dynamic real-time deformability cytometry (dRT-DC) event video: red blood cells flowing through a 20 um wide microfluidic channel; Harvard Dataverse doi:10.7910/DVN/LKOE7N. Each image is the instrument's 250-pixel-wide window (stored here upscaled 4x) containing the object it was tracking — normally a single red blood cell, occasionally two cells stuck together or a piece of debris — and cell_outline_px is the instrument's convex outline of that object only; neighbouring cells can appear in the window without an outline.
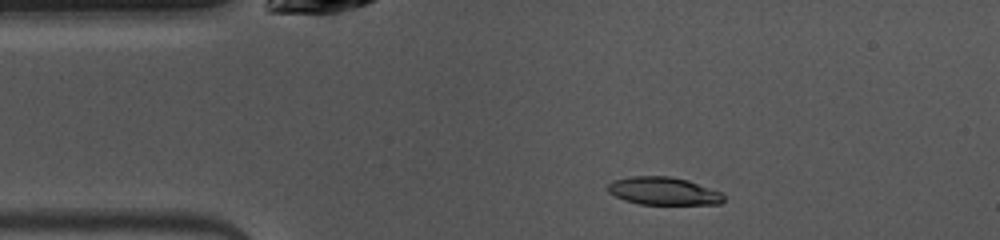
{"species": "common noctule bat (a hibernating species)", "species_latin": "Nyctalus noctula", "temperature_condition": "warm", "stored_images_in_passage": 48, "camera_frame_rate_fps": 3000, "um_per_image_px": 0.085, "animal": {"sex": "female", "body_mass_g": 10.0, "forearm_length_mm": 53.1}, "frame": {"image": 1, "passage_image": 8, "time_ms": 2.333, "image_size_px": [1000, 240], "cell_outline_px": [[724, 200], [720, 204], [640, 204], [624, 200], [608, 192], [608, 184], [612, 180], [632, 176], [668, 176], [688, 180], [720, 192], [724, 196]], "centroid_in_image_um": [56.37, 16.23], "position_along_channel_um": 28.6, "area_um2": 18.67}}
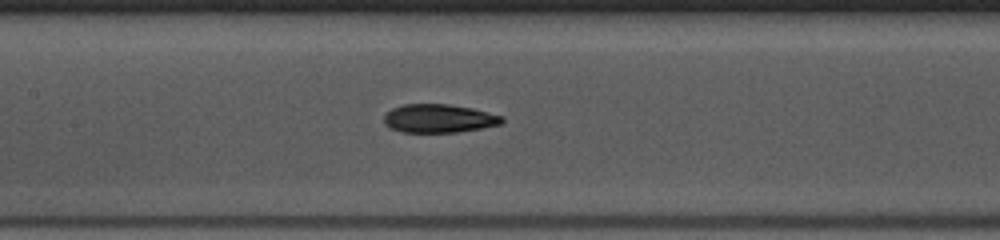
{"frame": {"image": 2, "passage_image": 21, "time_ms": 6.667, "image_size_px": [1000, 240], "cell_outline_px": [[504, 120], [500, 124], [480, 128], [456, 132], [400, 132], [388, 128], [384, 124], [384, 116], [392, 108], [404, 104], [448, 104], [472, 108], [504, 116]], "centroid_in_image_um": [37.28, 10.07], "position_along_channel_um": 170.1, "area_um2": 19.59}}
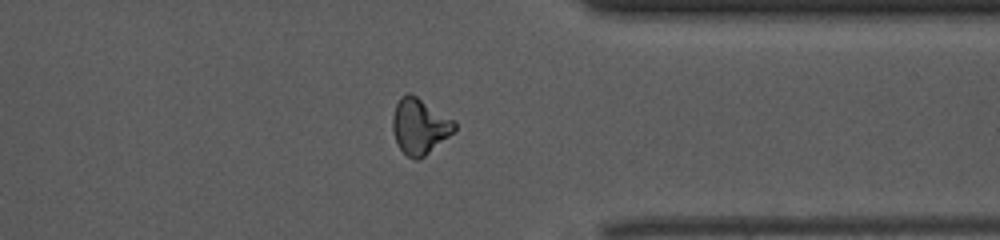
{"frame": {"image": 3, "passage_image": 37, "time_ms": 12.0, "image_size_px": [1000, 240], "cell_outline_px": [[456, 128], [448, 136], [424, 156], [416, 160], [408, 156], [400, 148], [396, 140], [392, 128], [392, 116], [396, 104], [400, 96], [408, 92], [416, 96], [456, 120]], "centroid_in_image_um": [35.66, 10.7], "position_along_channel_um": 375.7, "area_um2": 19.88}, "authors_computed_cell_mechanics": {"area_um2": 19.5942, "velocity_mm_per_s": 4.0017, "shape_relaxation_time_tau1_ms": 6.6633, "shape_relaxation_time_tau2_ms": 3.5388, "deformation_change_tau1": 0.1698, "deformation_change_tau2": 0.1084}}